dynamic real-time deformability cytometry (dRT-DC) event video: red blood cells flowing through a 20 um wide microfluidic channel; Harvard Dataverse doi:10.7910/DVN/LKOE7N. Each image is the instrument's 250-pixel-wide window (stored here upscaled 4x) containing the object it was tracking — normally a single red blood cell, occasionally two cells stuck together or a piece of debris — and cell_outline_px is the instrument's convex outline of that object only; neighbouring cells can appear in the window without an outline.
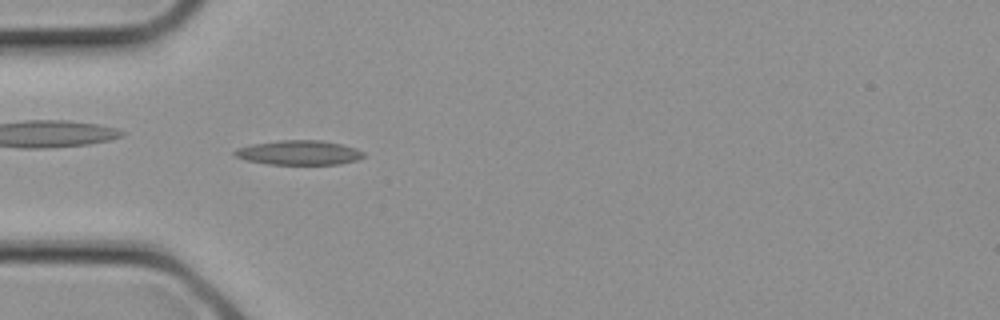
{"species": "common noctule bat (a hibernating species)", "species_latin": "Nyctalus noctula", "temperature_condition": "cold", "stored_images_in_passage": 13, "camera_frame_rate_fps": 3000, "um_per_image_px": 0.085, "animal": {"sex": "female", "body_mass_g": 21.9}, "frame": {"image": 1, "passage_image": 8, "time_ms": 2.333, "image_size_px": [1000, 320], "cell_outline_px": [[364, 156], [356, 160], [340, 164], [268, 164], [248, 160], [236, 156], [232, 152], [236, 148], [252, 144], [280, 140], [320, 140], [340, 144], [356, 148], [364, 152]], "centroid_in_image_um": [25.41, 12.97], "position_along_channel_um": 59.6, "area_um2": 18.26}}
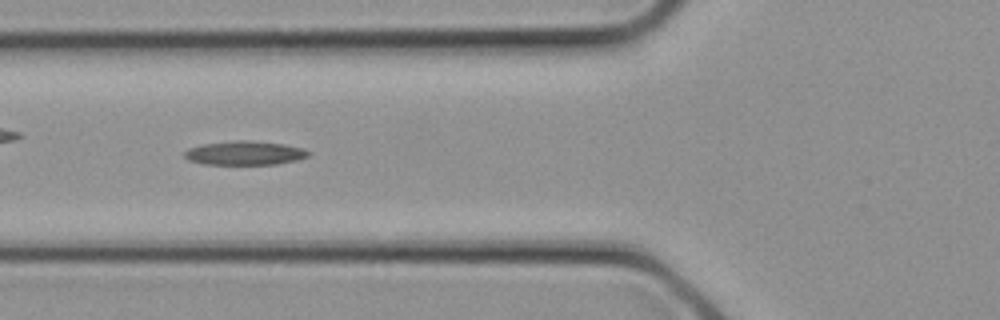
{"frame": {"image": 2, "passage_image": 10, "time_ms": 3.0, "image_size_px": [1000, 320], "cell_outline_px": [[312, 152], [308, 156], [296, 160], [276, 164], [204, 164], [188, 160], [184, 156], [184, 152], [188, 148], [200, 144], [232, 140], [248, 140], [284, 144], [300, 148]], "centroid_in_image_um": [20.76, 13.0], "position_along_channel_um": 105.0, "area_um2": 17.34}}
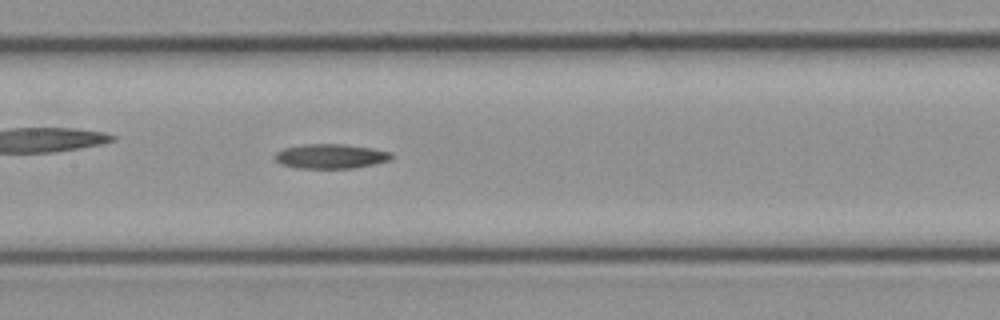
{"frame": {"image": 3, "passage_image": 13, "time_ms": 4.0, "image_size_px": [1000, 320], "cell_outline_px": [[392, 160], [352, 168], [296, 168], [280, 164], [276, 160], [276, 152], [284, 148], [308, 144], [344, 144], [372, 148], [392, 152]], "centroid_in_image_um": [28.13, 13.28], "position_along_channel_um": 179.3, "area_um2": 16.59}}